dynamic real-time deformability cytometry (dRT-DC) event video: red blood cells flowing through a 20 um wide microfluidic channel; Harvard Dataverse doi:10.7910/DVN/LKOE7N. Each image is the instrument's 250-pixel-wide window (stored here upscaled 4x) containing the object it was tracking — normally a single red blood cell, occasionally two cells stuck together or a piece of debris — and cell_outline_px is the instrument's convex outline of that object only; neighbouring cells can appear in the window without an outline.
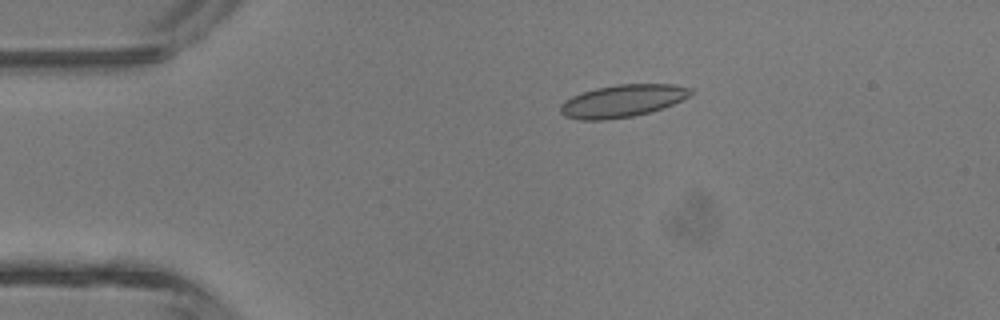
{"species": "common noctule bat (a hibernating species)", "species_latin": "Nyctalus noctula", "temperature_condition": "room temperature", "stored_images_in_passage": 4, "camera_frame_rate_fps": 3000, "um_per_image_px": 0.085, "animal": {"sex": "male", "body_mass_g": 13.3}, "frame": {"image": 1, "passage_image": 3, "time_ms": 2.333, "image_size_px": [1000, 320], "cell_outline_px": [[692, 92], [688, 96], [664, 108], [632, 116], [604, 120], [580, 120], [564, 116], [560, 112], [560, 104], [564, 100], [580, 92], [596, 88], [616, 84], [676, 84], [692, 88]], "centroid_in_image_um": [52.87, 8.57], "position_along_channel_um": 32.1, "area_um2": 24.68}}